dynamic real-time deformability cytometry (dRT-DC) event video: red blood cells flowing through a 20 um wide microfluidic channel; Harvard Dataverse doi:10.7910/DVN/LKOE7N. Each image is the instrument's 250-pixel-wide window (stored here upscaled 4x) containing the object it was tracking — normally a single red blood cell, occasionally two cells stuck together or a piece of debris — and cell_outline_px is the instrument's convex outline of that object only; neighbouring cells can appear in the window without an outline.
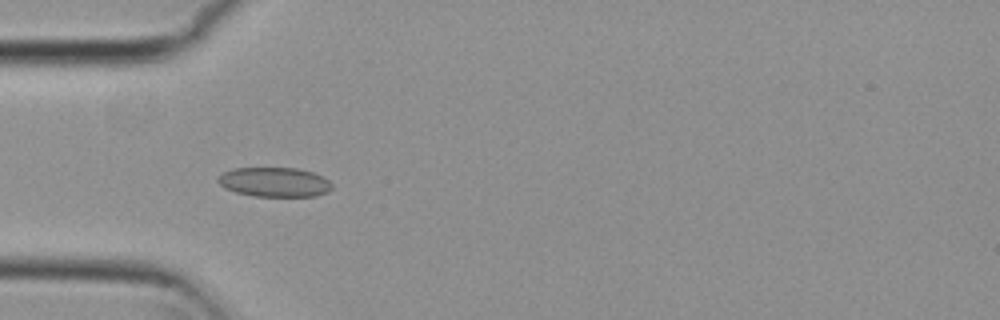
{"species": "common noctule bat (a hibernating species)", "species_latin": "Nyctalus noctula", "temperature_condition": "cold", "stored_images_in_passage": 6, "camera_frame_rate_fps": 3000, "um_per_image_px": 0.085, "animal": {"sex": "female", "body_mass_g": 29.2, "forearm_length_mm": 56.3}, "frame": {"image": 1, "passage_image": 1, "time_ms": 0.0, "image_size_px": [1000, 320], "cell_outline_px": [[332, 188], [328, 192], [316, 196], [252, 196], [236, 192], [224, 188], [216, 180], [216, 176], [232, 168], [300, 168], [324, 176], [332, 184]], "centroid_in_image_um": [23.32, 15.47], "position_along_channel_um": 61.7, "area_um2": 19.83}}
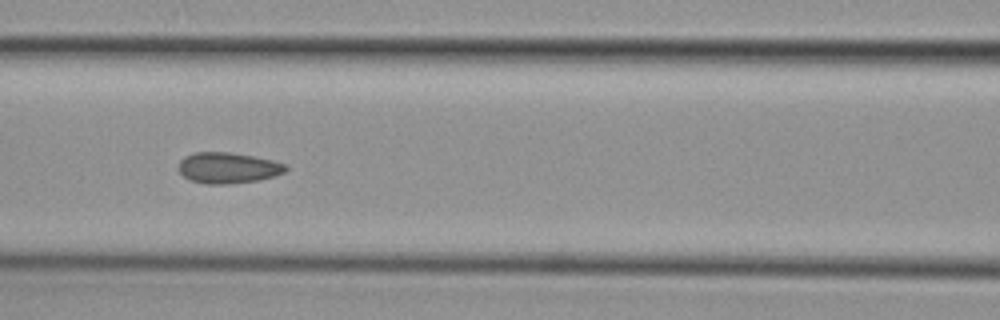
{"frame": {"image": 2, "passage_image": 3, "time_ms": 0.667, "image_size_px": [1000, 320], "cell_outline_px": [[288, 168], [284, 172], [260, 180], [232, 184], [204, 184], [188, 180], [176, 168], [180, 160], [184, 156], [196, 152], [232, 152], [272, 160], [288, 164]], "centroid_in_image_um": [19.35, 14.27], "position_along_channel_um": 147.3, "area_um2": 19.59}}
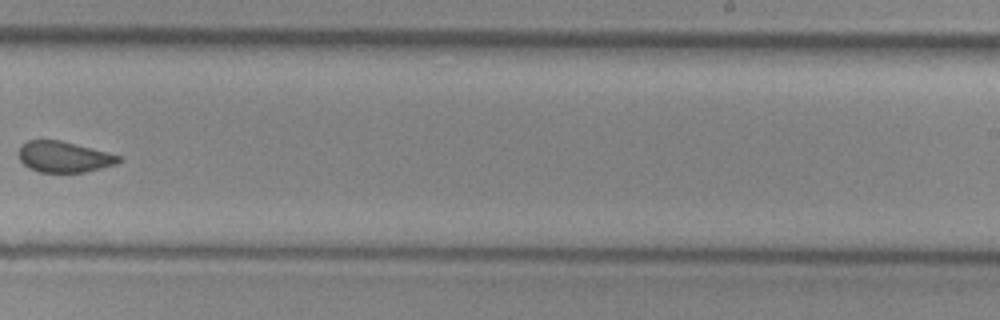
{"frame": {"image": 3, "passage_image": 6, "time_ms": 1.667, "image_size_px": [1000, 320], "cell_outline_px": [[120, 160], [116, 164], [84, 172], [40, 172], [28, 168], [20, 160], [20, 144], [28, 140], [60, 140], [92, 148], [120, 156]], "centroid_in_image_um": [5.4, 13.33], "position_along_channel_um": 283.6, "area_um2": 17.8}}